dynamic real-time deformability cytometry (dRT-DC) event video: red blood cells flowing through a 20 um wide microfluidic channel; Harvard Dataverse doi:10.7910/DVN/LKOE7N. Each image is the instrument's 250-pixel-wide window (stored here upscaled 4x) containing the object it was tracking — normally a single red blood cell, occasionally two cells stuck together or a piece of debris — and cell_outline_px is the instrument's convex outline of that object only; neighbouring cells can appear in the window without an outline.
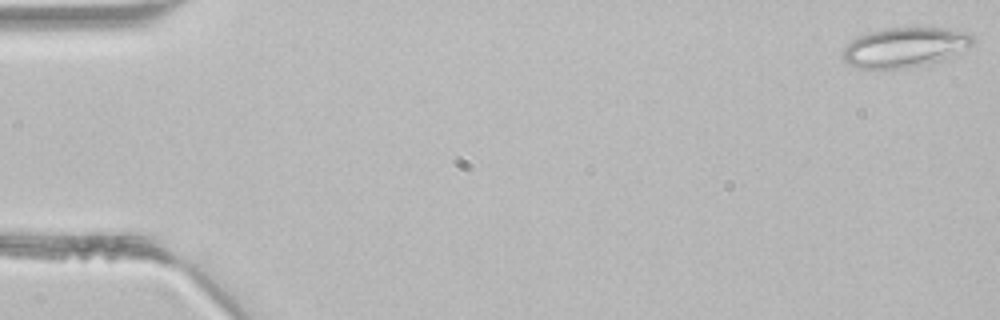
{"species": "common noctule bat (a hibernating species)", "species_latin": "Nyctalus noctula", "temperature_condition": "room temperature", "stored_images_in_passage": 45, "camera_frame_rate_fps": 3000, "um_per_image_px": 0.085, "animal": {"sex": "male", "body_mass_g": 21.5, "forearm_length_mm": 52.0}, "frame": {"image": 1, "passage_image": 1, "time_ms": 0.0, "image_size_px": [1000, 320], "cell_outline_px": [[976, 40], [972, 44], [936, 60], [924, 64], [908, 68], [856, 68], [848, 64], [844, 60], [844, 48], [852, 40], [868, 32], [888, 28], [952, 28], [968, 32]], "centroid_in_image_um": [76.87, 4.0], "position_along_channel_um": 8.1, "area_um2": 29.36}}
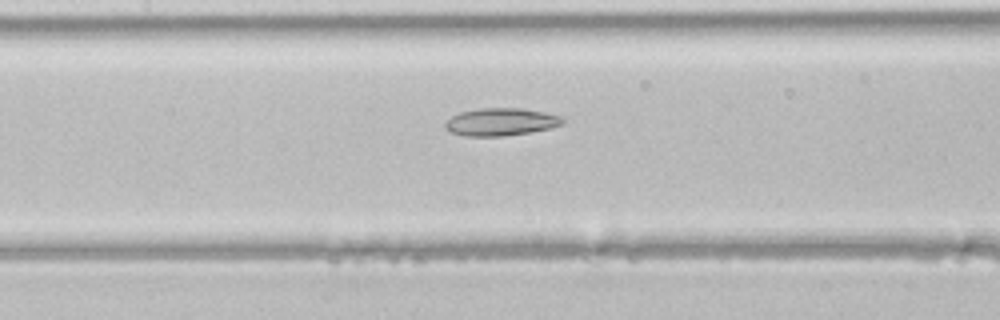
{"frame": {"image": 2, "passage_image": 21, "time_ms": 6.667, "image_size_px": [1000, 320], "cell_outline_px": [[564, 124], [532, 132], [504, 136], [464, 136], [452, 132], [444, 128], [444, 124], [452, 116], [460, 112], [480, 108], [520, 108], [544, 112], [560, 116], [564, 120]], "centroid_in_image_um": [42.56, 10.36], "position_along_channel_um": 164.8, "area_um2": 18.84}}
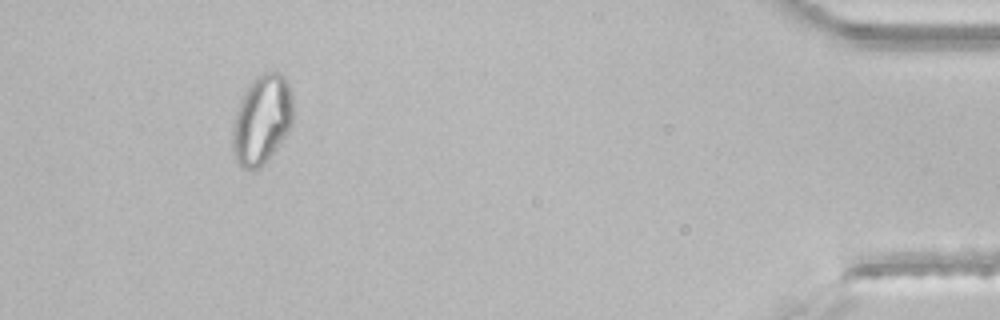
{"frame": {"image": 3, "passage_image": 42, "time_ms": 13.667, "image_size_px": [1000, 320], "cell_outline_px": [[292, 124], [288, 132], [268, 160], [260, 168], [244, 168], [236, 160], [232, 152], [232, 128], [236, 112], [240, 100], [244, 92], [252, 80], [256, 76], [264, 72], [280, 72], [288, 80], [292, 96]], "centroid_in_image_um": [22.26, 10.15], "position_along_channel_um": 412.9, "area_um2": 31.62}}